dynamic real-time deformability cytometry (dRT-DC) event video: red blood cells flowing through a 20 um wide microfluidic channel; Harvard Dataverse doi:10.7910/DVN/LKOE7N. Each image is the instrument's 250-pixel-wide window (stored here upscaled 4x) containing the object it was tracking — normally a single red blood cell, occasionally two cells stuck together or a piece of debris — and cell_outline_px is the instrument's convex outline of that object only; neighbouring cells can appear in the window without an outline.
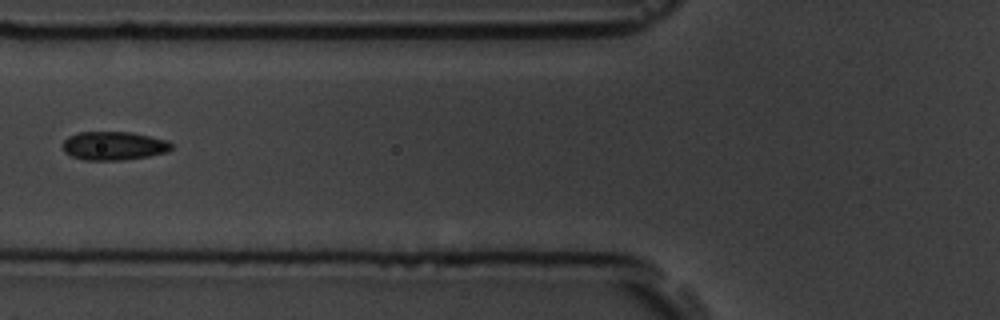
{"species": "common noctule bat (a hibernating species)", "species_latin": "Nyctalus noctula", "temperature_condition": "room temperature", "stored_images_in_passage": 9, "camera_frame_rate_fps": 3000, "um_per_image_px": 0.085, "animal": {"sex": "male", "body_mass_g": 19.5, "forearm_length_mm": 54.6}, "frame": {"image": 1, "passage_image": 6, "time_ms": 5.667, "image_size_px": [1000, 320], "cell_outline_px": [[172, 148], [168, 152], [148, 156], [124, 160], [84, 160], [72, 156], [64, 152], [64, 140], [68, 136], [80, 132], [132, 132], [168, 140], [172, 144]], "centroid_in_image_um": [9.7, 12.39], "position_along_channel_um": 116.1, "area_um2": 18.15}}
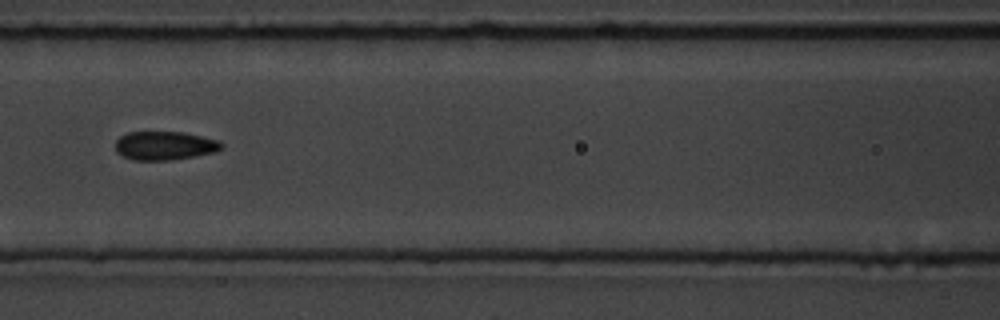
{"frame": {"image": 2, "passage_image": 7, "time_ms": 6.667, "image_size_px": [1000, 320], "cell_outline_px": [[224, 148], [216, 152], [196, 156], [172, 160], [132, 160], [116, 152], [116, 140], [120, 136], [128, 132], [184, 132], [220, 140], [224, 144]], "centroid_in_image_um": [14.05, 12.38], "position_along_channel_um": 152.6, "area_um2": 17.98}}
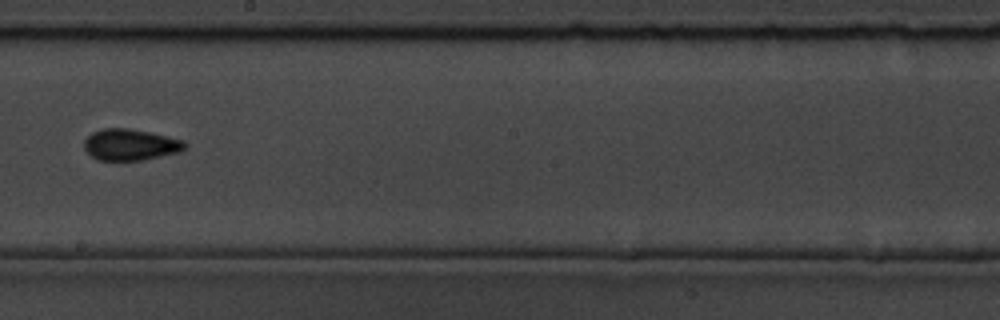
{"frame": {"image": 3, "passage_image": 9, "time_ms": 9.0, "image_size_px": [1000, 320], "cell_outline_px": [[188, 148], [184, 152], [144, 160], [96, 160], [84, 148], [84, 140], [92, 132], [104, 128], [128, 128], [148, 132], [184, 140], [188, 144]], "centroid_in_image_um": [11.15, 12.31], "position_along_channel_um": 237.1, "area_um2": 18.67}}